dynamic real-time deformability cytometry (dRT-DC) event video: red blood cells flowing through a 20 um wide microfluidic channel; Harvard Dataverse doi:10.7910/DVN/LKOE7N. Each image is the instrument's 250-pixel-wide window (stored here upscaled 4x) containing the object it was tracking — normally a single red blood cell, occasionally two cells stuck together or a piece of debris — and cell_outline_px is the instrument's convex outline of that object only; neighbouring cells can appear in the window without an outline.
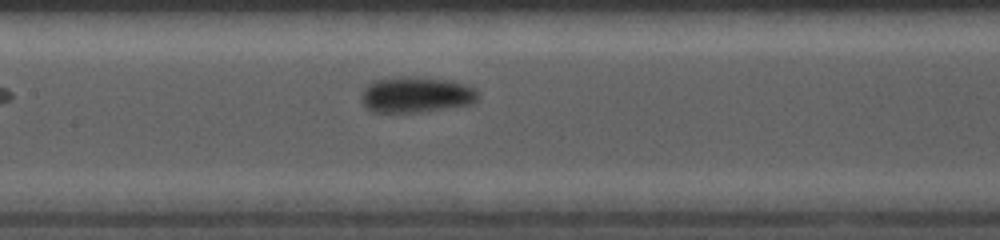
{"species": "common noctule bat (a hibernating species)", "species_latin": "Nyctalus noctula", "temperature_condition": "cold", "stored_images_in_passage": 6, "camera_frame_rate_fps": 5000, "um_per_image_px": 0.085, "animal": {"sex": "female", "body_mass_g": 19.0, "forearm_length_mm": 56.7}, "frame": {"image": 1, "passage_image": 6, "time_ms": 3.8, "image_size_px": [1000, 240], "cell_outline_px": [[480, 96], [472, 104], [448, 108], [416, 112], [372, 112], [360, 100], [360, 96], [364, 88], [372, 80], [400, 76], [408, 76], [448, 80], [468, 84]], "centroid_in_image_um": [35.34, 8.04], "position_along_channel_um": 172.1, "area_um2": 24.51}}